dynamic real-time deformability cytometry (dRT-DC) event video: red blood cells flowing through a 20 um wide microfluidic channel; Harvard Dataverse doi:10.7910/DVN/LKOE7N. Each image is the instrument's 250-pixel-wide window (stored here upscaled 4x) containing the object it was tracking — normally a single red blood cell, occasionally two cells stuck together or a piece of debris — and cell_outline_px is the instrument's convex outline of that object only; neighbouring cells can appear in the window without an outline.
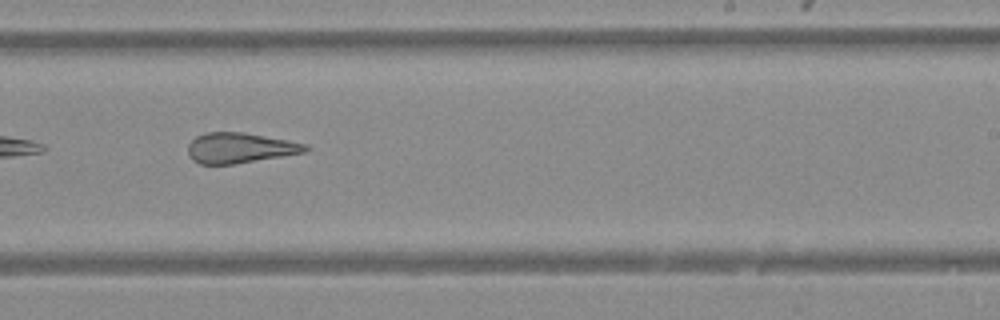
{"species": "Egyptian fruit bat (a non-hibernating species)", "species_latin": "Rousettus aegyptiacus", "temperature_condition": "warm", "stored_images_in_passage": 33, "camera_frame_rate_fps": 3000, "um_per_image_px": 0.085, "animal": {"sex": "female"}, "frame": {"image": 1, "passage_image": 15, "time_ms": 4.667, "image_size_px": [1000, 320], "cell_outline_px": [[312, 148], [304, 152], [232, 164], [200, 164], [192, 160], [188, 156], [188, 144], [196, 136], [208, 132], [244, 132], [304, 144]], "centroid_in_image_um": [20.32, 12.57], "position_along_channel_um": 268.7, "area_um2": 20.4}}